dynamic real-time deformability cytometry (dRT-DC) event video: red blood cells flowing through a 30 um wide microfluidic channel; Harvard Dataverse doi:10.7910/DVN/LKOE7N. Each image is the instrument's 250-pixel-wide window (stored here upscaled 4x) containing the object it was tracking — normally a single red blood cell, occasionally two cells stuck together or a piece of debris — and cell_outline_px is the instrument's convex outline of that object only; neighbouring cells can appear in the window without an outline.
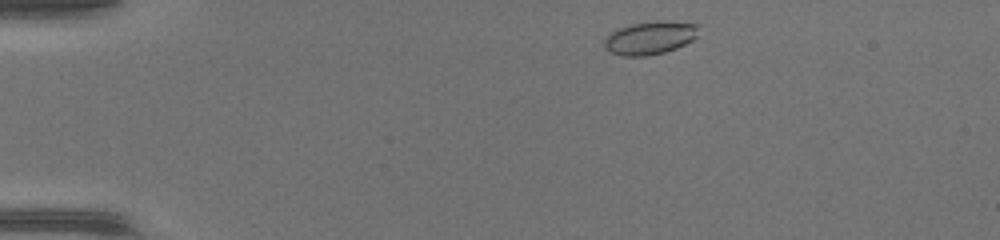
{"species": "common noctule bat (a hibernating species)", "species_latin": "Nyctalus noctula", "temperature_condition": "warm", "stored_images_in_passage": 41, "camera_frame_rate_fps": 3000, "um_per_image_px": 0.085, "animal": {"sex": "female", "body_mass_g": 17.0, "forearm_length_mm": 48.0}, "frame": {"image": 1, "passage_image": 2, "time_ms": 0.333, "image_size_px": [1000, 240], "cell_outline_px": [[696, 36], [692, 40], [676, 48], [664, 52], [648, 56], [620, 56], [604, 48], [604, 40], [616, 28], [632, 24], [656, 20], [664, 20], [696, 24]], "centroid_in_image_um": [55.2, 3.22], "position_along_channel_um": 29.8, "area_um2": 18.09}}
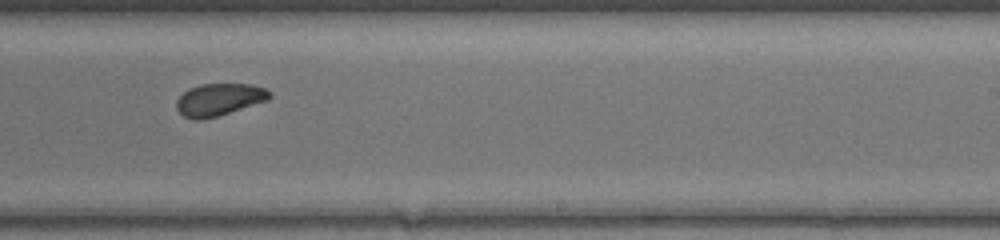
{"frame": {"image": 2, "passage_image": 24, "time_ms": 7.667, "image_size_px": [1000, 240], "cell_outline_px": [[272, 96], [268, 100], [216, 116], [200, 120], [192, 120], [184, 116], [176, 108], [176, 100], [188, 88], [200, 84], [252, 84], [264, 88], [272, 92]], "centroid_in_image_um": [18.62, 8.45], "position_along_channel_um": 270.4, "area_um2": 17.46}}
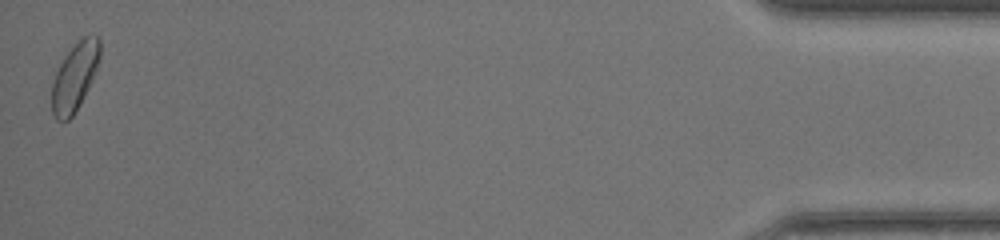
{"frame": {"image": 3, "passage_image": 41, "time_ms": 13.333, "image_size_px": [1000, 240], "cell_outline_px": [[100, 56], [92, 80], [80, 104], [72, 116], [68, 120], [56, 120], [52, 112], [52, 84], [56, 72], [64, 56], [84, 36], [96, 36], [100, 40]], "centroid_in_image_um": [6.34, 6.55], "position_along_channel_um": 428.9, "area_um2": 18.61}, "authors_computed_cell_mechanics": {"area_um2": 17.9758, "velocity_mm_per_s": 4.3513, "shape_relaxation_time_tau1_ms": 4.8025, "shape_relaxation_time_tau2_ms": 1.4262, "deformation_change_tau1": 0.1133, "deformation_change_tau2": 0.0613}}